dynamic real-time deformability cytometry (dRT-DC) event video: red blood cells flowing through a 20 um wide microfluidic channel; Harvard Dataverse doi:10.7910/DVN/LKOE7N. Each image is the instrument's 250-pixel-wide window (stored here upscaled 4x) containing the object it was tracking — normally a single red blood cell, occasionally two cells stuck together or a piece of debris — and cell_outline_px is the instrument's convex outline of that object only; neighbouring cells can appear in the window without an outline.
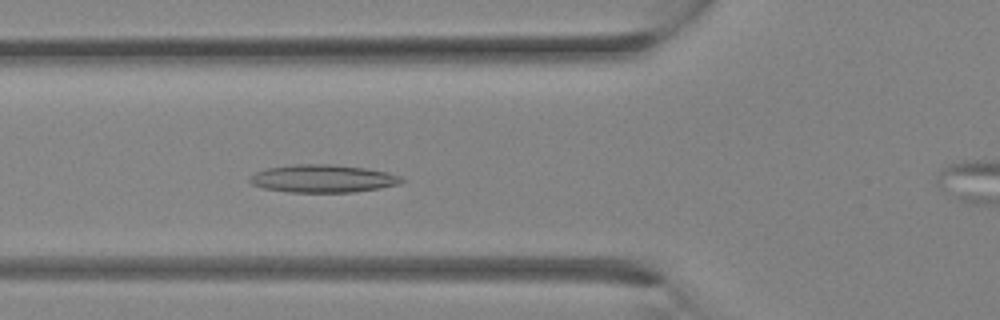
{"species": "Egyptian fruit bat (a non-hibernating species)", "species_latin": "Rousettus aegyptiacus", "temperature_condition": "room temperature", "stored_images_in_passage": 7, "camera_frame_rate_fps": 3000, "um_per_image_px": 0.085, "animal": {"sex": "female"}, "frame": {"image": 1, "passage_image": 6, "time_ms": 1.667, "image_size_px": [1000, 320], "cell_outline_px": [[408, 180], [400, 184], [380, 188], [352, 192], [288, 192], [264, 188], [252, 184], [248, 180], [248, 176], [264, 168], [292, 164], [328, 164], [364, 168], [388, 172], [400, 176]], "centroid_in_image_um": [27.43, 15.17], "position_along_channel_um": 98.4, "area_um2": 24.8}}